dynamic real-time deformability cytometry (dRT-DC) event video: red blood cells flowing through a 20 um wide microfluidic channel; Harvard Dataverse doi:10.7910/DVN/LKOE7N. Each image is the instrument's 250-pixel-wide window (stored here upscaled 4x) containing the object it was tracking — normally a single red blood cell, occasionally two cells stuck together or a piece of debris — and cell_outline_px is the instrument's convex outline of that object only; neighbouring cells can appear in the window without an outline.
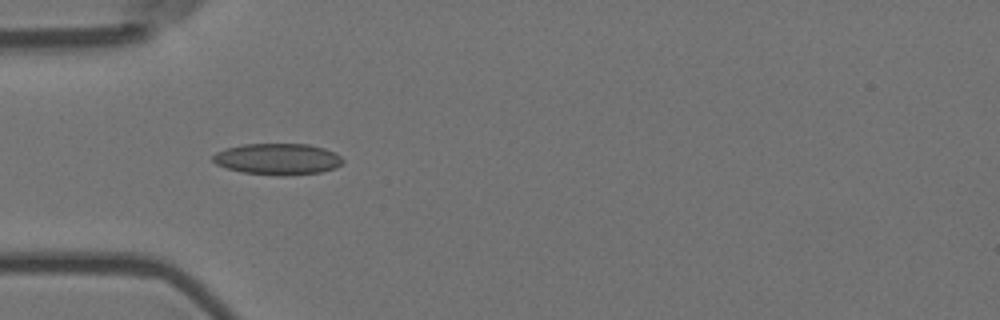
{"species": "Egyptian fruit bat (a non-hibernating species)", "species_latin": "Rousettus aegyptiacus", "temperature_condition": "room temperature", "stored_images_in_passage": 2, "camera_frame_rate_fps": 3000, "um_per_image_px": 0.085, "animal": {"sex": "female"}, "frame": {"image": 1, "passage_image": 1, "time_ms": 0.0, "image_size_px": [1000, 320], "cell_outline_px": [[344, 160], [336, 168], [320, 172], [288, 176], [280, 176], [240, 172], [216, 164], [212, 160], [212, 156], [216, 152], [224, 148], [244, 144], [308, 144], [324, 148], [340, 156]], "centroid_in_image_um": [23.58, 13.52], "position_along_channel_um": 61.4, "area_um2": 23.81}}
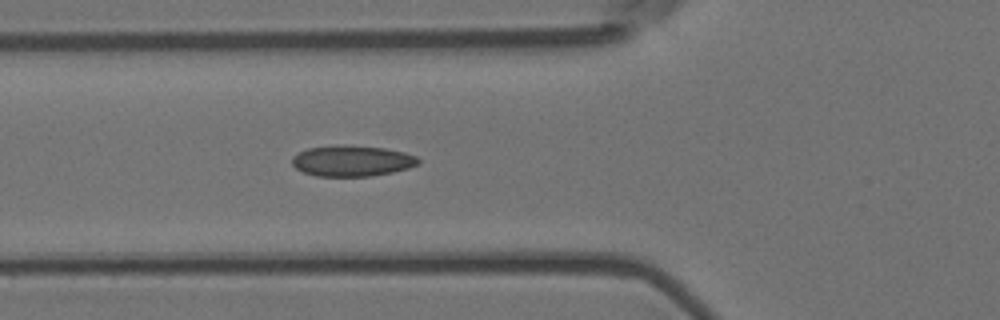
{"frame": {"image": 2, "passage_image": 2, "time_ms": 0.333, "image_size_px": [1000, 320], "cell_outline_px": [[420, 164], [408, 168], [392, 172], [368, 176], [316, 176], [304, 172], [296, 168], [292, 164], [292, 156], [308, 148], [340, 144], [344, 144], [384, 148], [404, 152], [416, 156], [420, 160]], "centroid_in_image_um": [29.92, 13.66], "position_along_channel_um": 95.9, "area_um2": 22.77}}